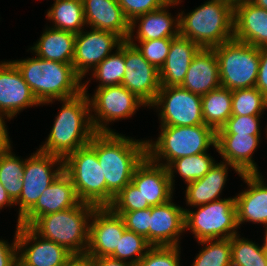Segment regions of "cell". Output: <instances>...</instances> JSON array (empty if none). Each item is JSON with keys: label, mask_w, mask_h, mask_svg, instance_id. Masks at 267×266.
<instances>
[{"label": "cell", "mask_w": 267, "mask_h": 266, "mask_svg": "<svg viewBox=\"0 0 267 266\" xmlns=\"http://www.w3.org/2000/svg\"><path fill=\"white\" fill-rule=\"evenodd\" d=\"M106 181V207L131 181L134 170L147 156L146 141L126 138L116 132H96L89 142Z\"/></svg>", "instance_id": "obj_1"}, {"label": "cell", "mask_w": 267, "mask_h": 266, "mask_svg": "<svg viewBox=\"0 0 267 266\" xmlns=\"http://www.w3.org/2000/svg\"><path fill=\"white\" fill-rule=\"evenodd\" d=\"M79 95L63 99L61 110L48 135L47 141L38 149L63 160L77 149L89 144L96 133L91 122L90 101L87 95V84Z\"/></svg>", "instance_id": "obj_2"}, {"label": "cell", "mask_w": 267, "mask_h": 266, "mask_svg": "<svg viewBox=\"0 0 267 266\" xmlns=\"http://www.w3.org/2000/svg\"><path fill=\"white\" fill-rule=\"evenodd\" d=\"M41 104L68 99L83 92L82 78L72 64L39 57L12 61Z\"/></svg>", "instance_id": "obj_3"}, {"label": "cell", "mask_w": 267, "mask_h": 266, "mask_svg": "<svg viewBox=\"0 0 267 266\" xmlns=\"http://www.w3.org/2000/svg\"><path fill=\"white\" fill-rule=\"evenodd\" d=\"M180 36L201 48H214L234 37V7L221 0H209L187 15L179 13Z\"/></svg>", "instance_id": "obj_4"}, {"label": "cell", "mask_w": 267, "mask_h": 266, "mask_svg": "<svg viewBox=\"0 0 267 266\" xmlns=\"http://www.w3.org/2000/svg\"><path fill=\"white\" fill-rule=\"evenodd\" d=\"M96 206L80 202L73 208L38 217L29 227L39 236L65 247L72 254L86 253L89 222Z\"/></svg>", "instance_id": "obj_5"}, {"label": "cell", "mask_w": 267, "mask_h": 266, "mask_svg": "<svg viewBox=\"0 0 267 266\" xmlns=\"http://www.w3.org/2000/svg\"><path fill=\"white\" fill-rule=\"evenodd\" d=\"M160 131L157 141H146V154L154 163L167 160L159 163L165 167L180 157L201 154L210 145L216 146V131L207 125L161 126Z\"/></svg>", "instance_id": "obj_6"}, {"label": "cell", "mask_w": 267, "mask_h": 266, "mask_svg": "<svg viewBox=\"0 0 267 266\" xmlns=\"http://www.w3.org/2000/svg\"><path fill=\"white\" fill-rule=\"evenodd\" d=\"M213 49L219 62L221 87L230 90L255 87L260 48L233 38Z\"/></svg>", "instance_id": "obj_7"}, {"label": "cell", "mask_w": 267, "mask_h": 266, "mask_svg": "<svg viewBox=\"0 0 267 266\" xmlns=\"http://www.w3.org/2000/svg\"><path fill=\"white\" fill-rule=\"evenodd\" d=\"M64 172L71 178L81 202L106 207V181L96 151L89 144L64 159Z\"/></svg>", "instance_id": "obj_8"}, {"label": "cell", "mask_w": 267, "mask_h": 266, "mask_svg": "<svg viewBox=\"0 0 267 266\" xmlns=\"http://www.w3.org/2000/svg\"><path fill=\"white\" fill-rule=\"evenodd\" d=\"M184 210L185 229H191L198 241L228 239L237 234L235 197L199 205L197 211Z\"/></svg>", "instance_id": "obj_9"}, {"label": "cell", "mask_w": 267, "mask_h": 266, "mask_svg": "<svg viewBox=\"0 0 267 266\" xmlns=\"http://www.w3.org/2000/svg\"><path fill=\"white\" fill-rule=\"evenodd\" d=\"M58 163L56 170L52 171L53 165ZM64 171V160L58 156L46 154L37 150L29 159H25L23 188L20 197L15 201L19 204V217L21 218L36 204L42 193Z\"/></svg>", "instance_id": "obj_10"}, {"label": "cell", "mask_w": 267, "mask_h": 266, "mask_svg": "<svg viewBox=\"0 0 267 266\" xmlns=\"http://www.w3.org/2000/svg\"><path fill=\"white\" fill-rule=\"evenodd\" d=\"M150 106L162 109L159 113L161 126L205 125L201 95L181 86H161Z\"/></svg>", "instance_id": "obj_11"}, {"label": "cell", "mask_w": 267, "mask_h": 266, "mask_svg": "<svg viewBox=\"0 0 267 266\" xmlns=\"http://www.w3.org/2000/svg\"><path fill=\"white\" fill-rule=\"evenodd\" d=\"M90 109L97 116L91 115L95 132H114L106 127L108 122L131 117L140 106L146 104L123 85H113L97 88L90 99ZM105 124H103V123Z\"/></svg>", "instance_id": "obj_12"}, {"label": "cell", "mask_w": 267, "mask_h": 266, "mask_svg": "<svg viewBox=\"0 0 267 266\" xmlns=\"http://www.w3.org/2000/svg\"><path fill=\"white\" fill-rule=\"evenodd\" d=\"M121 85L134 93L146 106L155 101L161 88L159 70L128 41H125V73Z\"/></svg>", "instance_id": "obj_13"}, {"label": "cell", "mask_w": 267, "mask_h": 266, "mask_svg": "<svg viewBox=\"0 0 267 266\" xmlns=\"http://www.w3.org/2000/svg\"><path fill=\"white\" fill-rule=\"evenodd\" d=\"M90 32L83 30L76 34L73 57V67L75 72L83 79L90 68H95L106 57L111 50L124 42L117 34L100 29Z\"/></svg>", "instance_id": "obj_14"}, {"label": "cell", "mask_w": 267, "mask_h": 266, "mask_svg": "<svg viewBox=\"0 0 267 266\" xmlns=\"http://www.w3.org/2000/svg\"><path fill=\"white\" fill-rule=\"evenodd\" d=\"M90 219L86 253L93 258L110 257L126 230L123 218L109 207H96Z\"/></svg>", "instance_id": "obj_15"}, {"label": "cell", "mask_w": 267, "mask_h": 266, "mask_svg": "<svg viewBox=\"0 0 267 266\" xmlns=\"http://www.w3.org/2000/svg\"><path fill=\"white\" fill-rule=\"evenodd\" d=\"M16 238L21 253L18 261L24 266H63L72 255L65 247L42 238L26 225H17ZM30 242L32 245L27 247Z\"/></svg>", "instance_id": "obj_16"}, {"label": "cell", "mask_w": 267, "mask_h": 266, "mask_svg": "<svg viewBox=\"0 0 267 266\" xmlns=\"http://www.w3.org/2000/svg\"><path fill=\"white\" fill-rule=\"evenodd\" d=\"M40 105L12 61L0 63V113L13 118L27 107Z\"/></svg>", "instance_id": "obj_17"}, {"label": "cell", "mask_w": 267, "mask_h": 266, "mask_svg": "<svg viewBox=\"0 0 267 266\" xmlns=\"http://www.w3.org/2000/svg\"><path fill=\"white\" fill-rule=\"evenodd\" d=\"M132 182L141 192L144 204L151 207L165 204L172 198L174 188L167 167L154 163L147 156L134 170Z\"/></svg>", "instance_id": "obj_18"}, {"label": "cell", "mask_w": 267, "mask_h": 266, "mask_svg": "<svg viewBox=\"0 0 267 266\" xmlns=\"http://www.w3.org/2000/svg\"><path fill=\"white\" fill-rule=\"evenodd\" d=\"M80 202L71 178L63 171L21 218L18 225L30 226L40 216L73 208Z\"/></svg>", "instance_id": "obj_19"}, {"label": "cell", "mask_w": 267, "mask_h": 266, "mask_svg": "<svg viewBox=\"0 0 267 266\" xmlns=\"http://www.w3.org/2000/svg\"><path fill=\"white\" fill-rule=\"evenodd\" d=\"M184 209L172 200L151 207L149 243L152 246H179V235L185 231Z\"/></svg>", "instance_id": "obj_20"}, {"label": "cell", "mask_w": 267, "mask_h": 266, "mask_svg": "<svg viewBox=\"0 0 267 266\" xmlns=\"http://www.w3.org/2000/svg\"><path fill=\"white\" fill-rule=\"evenodd\" d=\"M260 135L216 134L217 152L223 161L233 165L241 174L259 173L252 154L257 149Z\"/></svg>", "instance_id": "obj_21"}, {"label": "cell", "mask_w": 267, "mask_h": 266, "mask_svg": "<svg viewBox=\"0 0 267 266\" xmlns=\"http://www.w3.org/2000/svg\"><path fill=\"white\" fill-rule=\"evenodd\" d=\"M233 38L258 48L267 47V10L249 0L234 6Z\"/></svg>", "instance_id": "obj_22"}, {"label": "cell", "mask_w": 267, "mask_h": 266, "mask_svg": "<svg viewBox=\"0 0 267 266\" xmlns=\"http://www.w3.org/2000/svg\"><path fill=\"white\" fill-rule=\"evenodd\" d=\"M85 23L90 28L113 32L127 41L130 22L117 0H82Z\"/></svg>", "instance_id": "obj_23"}, {"label": "cell", "mask_w": 267, "mask_h": 266, "mask_svg": "<svg viewBox=\"0 0 267 266\" xmlns=\"http://www.w3.org/2000/svg\"><path fill=\"white\" fill-rule=\"evenodd\" d=\"M180 86L201 96L221 87L219 62L213 48H201L198 51Z\"/></svg>", "instance_id": "obj_24"}, {"label": "cell", "mask_w": 267, "mask_h": 266, "mask_svg": "<svg viewBox=\"0 0 267 266\" xmlns=\"http://www.w3.org/2000/svg\"><path fill=\"white\" fill-rule=\"evenodd\" d=\"M249 189L235 197L238 226L243 222L262 223L267 227V186L260 173L241 174Z\"/></svg>", "instance_id": "obj_25"}, {"label": "cell", "mask_w": 267, "mask_h": 266, "mask_svg": "<svg viewBox=\"0 0 267 266\" xmlns=\"http://www.w3.org/2000/svg\"><path fill=\"white\" fill-rule=\"evenodd\" d=\"M200 49L199 45L188 38L180 35L173 38L165 63L159 70L161 86H180Z\"/></svg>", "instance_id": "obj_26"}, {"label": "cell", "mask_w": 267, "mask_h": 266, "mask_svg": "<svg viewBox=\"0 0 267 266\" xmlns=\"http://www.w3.org/2000/svg\"><path fill=\"white\" fill-rule=\"evenodd\" d=\"M179 2L180 0L169 1L166 5L156 11L148 12L146 14L135 17L130 22L129 36H133L132 33L136 26L135 24L137 20H140V23L138 26V31L136 32L137 36L135 37V39L153 40L162 38H175L179 36V14L176 19H173L174 17L171 16V13H168V11H166L168 7L177 5V3Z\"/></svg>", "instance_id": "obj_27"}, {"label": "cell", "mask_w": 267, "mask_h": 266, "mask_svg": "<svg viewBox=\"0 0 267 266\" xmlns=\"http://www.w3.org/2000/svg\"><path fill=\"white\" fill-rule=\"evenodd\" d=\"M228 165L241 176V173L228 162L215 163L201 179L187 183L186 201L190 206H199L219 200L220 193L227 180Z\"/></svg>", "instance_id": "obj_28"}, {"label": "cell", "mask_w": 267, "mask_h": 266, "mask_svg": "<svg viewBox=\"0 0 267 266\" xmlns=\"http://www.w3.org/2000/svg\"><path fill=\"white\" fill-rule=\"evenodd\" d=\"M76 34L57 28H47L39 41L30 49L37 57L72 64Z\"/></svg>", "instance_id": "obj_29"}, {"label": "cell", "mask_w": 267, "mask_h": 266, "mask_svg": "<svg viewBox=\"0 0 267 266\" xmlns=\"http://www.w3.org/2000/svg\"><path fill=\"white\" fill-rule=\"evenodd\" d=\"M201 99L204 124L219 130L232 116V90L219 87Z\"/></svg>", "instance_id": "obj_30"}, {"label": "cell", "mask_w": 267, "mask_h": 266, "mask_svg": "<svg viewBox=\"0 0 267 266\" xmlns=\"http://www.w3.org/2000/svg\"><path fill=\"white\" fill-rule=\"evenodd\" d=\"M46 18L54 22V27L72 33H79L85 26L82 0H55Z\"/></svg>", "instance_id": "obj_31"}, {"label": "cell", "mask_w": 267, "mask_h": 266, "mask_svg": "<svg viewBox=\"0 0 267 266\" xmlns=\"http://www.w3.org/2000/svg\"><path fill=\"white\" fill-rule=\"evenodd\" d=\"M206 152L201 154H195L192 156L180 157L172 161L168 166V174L171 180V184H174V170L185 180V183H189L205 176L209 170L214 166L215 162Z\"/></svg>", "instance_id": "obj_32"}, {"label": "cell", "mask_w": 267, "mask_h": 266, "mask_svg": "<svg viewBox=\"0 0 267 266\" xmlns=\"http://www.w3.org/2000/svg\"><path fill=\"white\" fill-rule=\"evenodd\" d=\"M25 160H21L8 150L0 154V183L15 202L23 188Z\"/></svg>", "instance_id": "obj_33"}, {"label": "cell", "mask_w": 267, "mask_h": 266, "mask_svg": "<svg viewBox=\"0 0 267 266\" xmlns=\"http://www.w3.org/2000/svg\"><path fill=\"white\" fill-rule=\"evenodd\" d=\"M93 77L101 84L97 88L121 85L125 73V41L93 69Z\"/></svg>", "instance_id": "obj_34"}, {"label": "cell", "mask_w": 267, "mask_h": 266, "mask_svg": "<svg viewBox=\"0 0 267 266\" xmlns=\"http://www.w3.org/2000/svg\"><path fill=\"white\" fill-rule=\"evenodd\" d=\"M267 97L256 87L232 90V116H261Z\"/></svg>", "instance_id": "obj_35"}, {"label": "cell", "mask_w": 267, "mask_h": 266, "mask_svg": "<svg viewBox=\"0 0 267 266\" xmlns=\"http://www.w3.org/2000/svg\"><path fill=\"white\" fill-rule=\"evenodd\" d=\"M205 245L192 266H232L231 239L202 240Z\"/></svg>", "instance_id": "obj_36"}, {"label": "cell", "mask_w": 267, "mask_h": 266, "mask_svg": "<svg viewBox=\"0 0 267 266\" xmlns=\"http://www.w3.org/2000/svg\"><path fill=\"white\" fill-rule=\"evenodd\" d=\"M237 235L230 238L232 266H267V254L263 247Z\"/></svg>", "instance_id": "obj_37"}, {"label": "cell", "mask_w": 267, "mask_h": 266, "mask_svg": "<svg viewBox=\"0 0 267 266\" xmlns=\"http://www.w3.org/2000/svg\"><path fill=\"white\" fill-rule=\"evenodd\" d=\"M151 247L152 245L145 237L125 230L118 243V247L110 257L121 261H126L128 258L134 257L133 259H129V262L136 265Z\"/></svg>", "instance_id": "obj_38"}, {"label": "cell", "mask_w": 267, "mask_h": 266, "mask_svg": "<svg viewBox=\"0 0 267 266\" xmlns=\"http://www.w3.org/2000/svg\"><path fill=\"white\" fill-rule=\"evenodd\" d=\"M173 38H162L153 40H138L141 47L133 42L132 36L127 41L134 45L142 56L158 70L164 65Z\"/></svg>", "instance_id": "obj_39"}, {"label": "cell", "mask_w": 267, "mask_h": 266, "mask_svg": "<svg viewBox=\"0 0 267 266\" xmlns=\"http://www.w3.org/2000/svg\"><path fill=\"white\" fill-rule=\"evenodd\" d=\"M108 207L113 212H131L151 208L149 204H144L141 192L132 181L114 197Z\"/></svg>", "instance_id": "obj_40"}, {"label": "cell", "mask_w": 267, "mask_h": 266, "mask_svg": "<svg viewBox=\"0 0 267 266\" xmlns=\"http://www.w3.org/2000/svg\"><path fill=\"white\" fill-rule=\"evenodd\" d=\"M178 246H152L135 266H180Z\"/></svg>", "instance_id": "obj_41"}, {"label": "cell", "mask_w": 267, "mask_h": 266, "mask_svg": "<svg viewBox=\"0 0 267 266\" xmlns=\"http://www.w3.org/2000/svg\"><path fill=\"white\" fill-rule=\"evenodd\" d=\"M260 116H231L216 134L260 135Z\"/></svg>", "instance_id": "obj_42"}, {"label": "cell", "mask_w": 267, "mask_h": 266, "mask_svg": "<svg viewBox=\"0 0 267 266\" xmlns=\"http://www.w3.org/2000/svg\"><path fill=\"white\" fill-rule=\"evenodd\" d=\"M123 218L126 230L135 232L149 242L151 208L131 212H114Z\"/></svg>", "instance_id": "obj_43"}, {"label": "cell", "mask_w": 267, "mask_h": 266, "mask_svg": "<svg viewBox=\"0 0 267 266\" xmlns=\"http://www.w3.org/2000/svg\"><path fill=\"white\" fill-rule=\"evenodd\" d=\"M117 2L125 17L131 22L139 15L162 8L169 0H117Z\"/></svg>", "instance_id": "obj_44"}, {"label": "cell", "mask_w": 267, "mask_h": 266, "mask_svg": "<svg viewBox=\"0 0 267 266\" xmlns=\"http://www.w3.org/2000/svg\"><path fill=\"white\" fill-rule=\"evenodd\" d=\"M17 228L15 232V240L11 244L0 240V266H14L18 262V244H17Z\"/></svg>", "instance_id": "obj_45"}, {"label": "cell", "mask_w": 267, "mask_h": 266, "mask_svg": "<svg viewBox=\"0 0 267 266\" xmlns=\"http://www.w3.org/2000/svg\"><path fill=\"white\" fill-rule=\"evenodd\" d=\"M255 87L267 97V47L260 48V63Z\"/></svg>", "instance_id": "obj_46"}, {"label": "cell", "mask_w": 267, "mask_h": 266, "mask_svg": "<svg viewBox=\"0 0 267 266\" xmlns=\"http://www.w3.org/2000/svg\"><path fill=\"white\" fill-rule=\"evenodd\" d=\"M63 266H94V258L87 253L72 254Z\"/></svg>", "instance_id": "obj_47"}, {"label": "cell", "mask_w": 267, "mask_h": 266, "mask_svg": "<svg viewBox=\"0 0 267 266\" xmlns=\"http://www.w3.org/2000/svg\"><path fill=\"white\" fill-rule=\"evenodd\" d=\"M5 116L7 118L11 119L7 115H4V114L0 113V154L11 149L8 130L6 128V125H5V122H4V118H3Z\"/></svg>", "instance_id": "obj_48"}, {"label": "cell", "mask_w": 267, "mask_h": 266, "mask_svg": "<svg viewBox=\"0 0 267 266\" xmlns=\"http://www.w3.org/2000/svg\"><path fill=\"white\" fill-rule=\"evenodd\" d=\"M94 266H135L129 261H121L111 257L94 258Z\"/></svg>", "instance_id": "obj_49"}, {"label": "cell", "mask_w": 267, "mask_h": 266, "mask_svg": "<svg viewBox=\"0 0 267 266\" xmlns=\"http://www.w3.org/2000/svg\"><path fill=\"white\" fill-rule=\"evenodd\" d=\"M15 202L9 197L8 193L6 192L3 185L0 183V209L3 208V206H11L14 205Z\"/></svg>", "instance_id": "obj_50"}, {"label": "cell", "mask_w": 267, "mask_h": 266, "mask_svg": "<svg viewBox=\"0 0 267 266\" xmlns=\"http://www.w3.org/2000/svg\"><path fill=\"white\" fill-rule=\"evenodd\" d=\"M257 7L263 8L267 10V0H249Z\"/></svg>", "instance_id": "obj_51"}, {"label": "cell", "mask_w": 267, "mask_h": 266, "mask_svg": "<svg viewBox=\"0 0 267 266\" xmlns=\"http://www.w3.org/2000/svg\"><path fill=\"white\" fill-rule=\"evenodd\" d=\"M221 1H225L234 7L238 5L239 3H241L243 0H221Z\"/></svg>", "instance_id": "obj_52"}, {"label": "cell", "mask_w": 267, "mask_h": 266, "mask_svg": "<svg viewBox=\"0 0 267 266\" xmlns=\"http://www.w3.org/2000/svg\"><path fill=\"white\" fill-rule=\"evenodd\" d=\"M265 233L266 234H265L264 243H263L262 247H263L264 252L267 254V227H266Z\"/></svg>", "instance_id": "obj_53"}, {"label": "cell", "mask_w": 267, "mask_h": 266, "mask_svg": "<svg viewBox=\"0 0 267 266\" xmlns=\"http://www.w3.org/2000/svg\"><path fill=\"white\" fill-rule=\"evenodd\" d=\"M14 266H24V265L18 261Z\"/></svg>", "instance_id": "obj_54"}]
</instances>
